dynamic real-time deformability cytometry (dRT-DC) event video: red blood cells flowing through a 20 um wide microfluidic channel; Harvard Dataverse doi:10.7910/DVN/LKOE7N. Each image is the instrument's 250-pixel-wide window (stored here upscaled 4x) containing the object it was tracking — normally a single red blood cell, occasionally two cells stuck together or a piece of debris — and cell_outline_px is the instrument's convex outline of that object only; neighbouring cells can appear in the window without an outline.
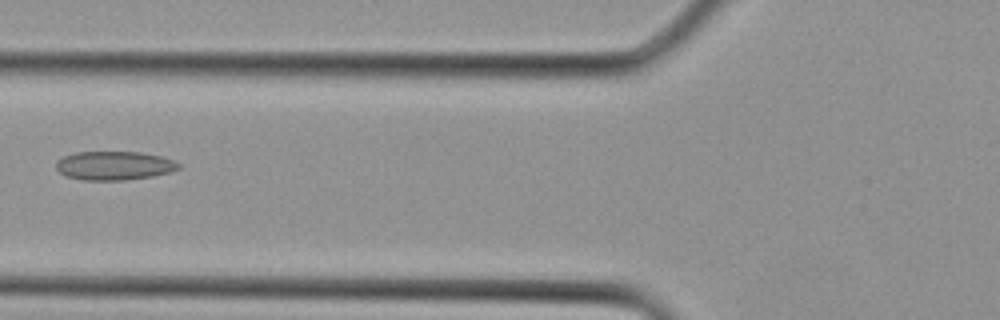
{"species": "Egyptian fruit bat (a non-hibernating species)", "species_latin": "Rousettus aegyptiacus", "temperature_condition": "cold", "stored_images_in_passage": 3, "camera_frame_rate_fps": 3000, "um_per_image_px": 0.085, "animal": {"sex": "female"}, "frame": {"image": 1, "passage_image": 3, "time_ms": 0.667, "image_size_px": [1000, 320], "cell_outline_px": [[180, 168], [172, 172], [152, 176], [124, 180], [84, 180], [68, 176], [60, 172], [56, 168], [56, 164], [64, 156], [76, 152], [140, 152], [160, 156], [176, 160], [180, 164]], "centroid_in_image_um": [9.77, 14.07], "position_along_channel_um": 116.0, "area_um2": 20.46}}